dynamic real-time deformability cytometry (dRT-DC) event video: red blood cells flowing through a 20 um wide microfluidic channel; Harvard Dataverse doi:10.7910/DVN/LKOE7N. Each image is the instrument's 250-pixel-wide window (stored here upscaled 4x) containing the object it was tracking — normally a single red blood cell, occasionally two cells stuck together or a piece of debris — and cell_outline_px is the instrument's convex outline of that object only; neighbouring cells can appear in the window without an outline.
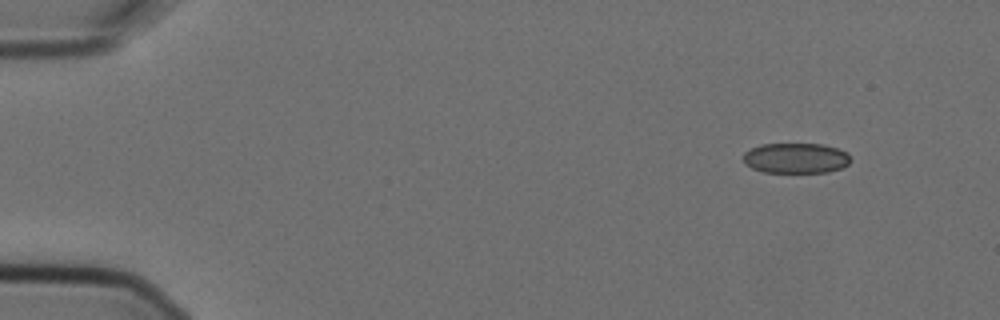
{"species": "Egyptian fruit bat (a non-hibernating species)", "species_latin": "Rousettus aegyptiacus", "temperature_condition": "cold", "stored_images_in_passage": 9, "camera_frame_rate_fps": 3000, "um_per_image_px": 0.085, "animal": {"sex": "female"}, "frame": {"image": 1, "passage_image": 2, "time_ms": 0.333, "image_size_px": [1000, 320], "cell_outline_px": [[852, 160], [848, 164], [840, 168], [828, 172], [764, 172], [752, 168], [744, 164], [744, 152], [760, 144], [824, 144], [848, 152]], "centroid_in_image_um": [67.66, 13.44], "position_along_channel_um": 17.3, "area_um2": 19.02}}
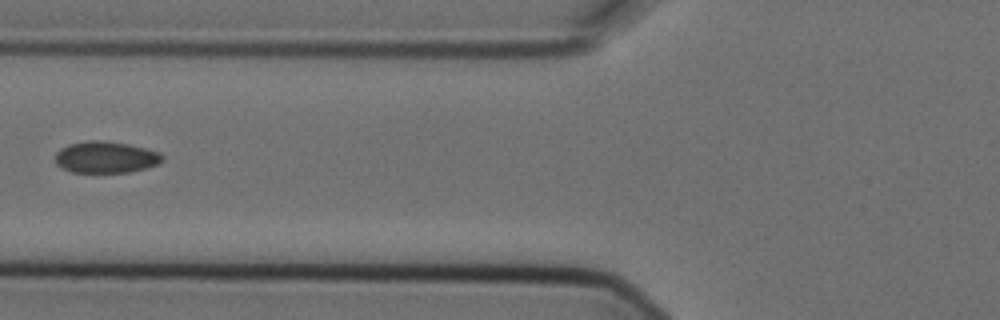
{"frame": {"image": 2, "passage_image": 6, "time_ms": 1.667, "image_size_px": [1000, 320], "cell_outline_px": [[164, 160], [160, 164], [128, 172], [72, 172], [60, 168], [56, 164], [56, 152], [60, 148], [68, 144], [88, 140], [104, 140], [128, 144], [148, 148], [160, 152], [164, 156]], "centroid_in_image_um": [9.0, 13.35], "position_along_channel_um": 116.8, "area_um2": 20.0}}
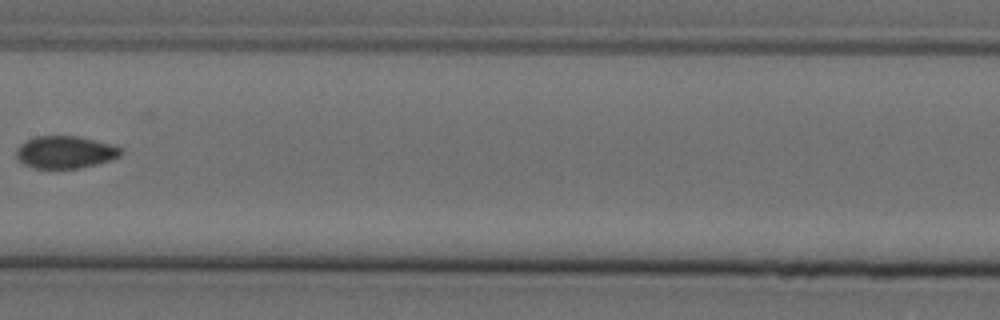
{"frame": {"image": 3, "passage_image": 8, "time_ms": 2.333, "image_size_px": [1000, 320], "cell_outline_px": [[124, 152], [120, 156], [112, 160], [80, 168], [32, 168], [24, 164], [16, 156], [16, 148], [20, 144], [36, 136], [76, 136], [124, 148]], "centroid_in_image_um": [5.55, 12.94], "position_along_channel_um": 201.8, "area_um2": 19.65}}